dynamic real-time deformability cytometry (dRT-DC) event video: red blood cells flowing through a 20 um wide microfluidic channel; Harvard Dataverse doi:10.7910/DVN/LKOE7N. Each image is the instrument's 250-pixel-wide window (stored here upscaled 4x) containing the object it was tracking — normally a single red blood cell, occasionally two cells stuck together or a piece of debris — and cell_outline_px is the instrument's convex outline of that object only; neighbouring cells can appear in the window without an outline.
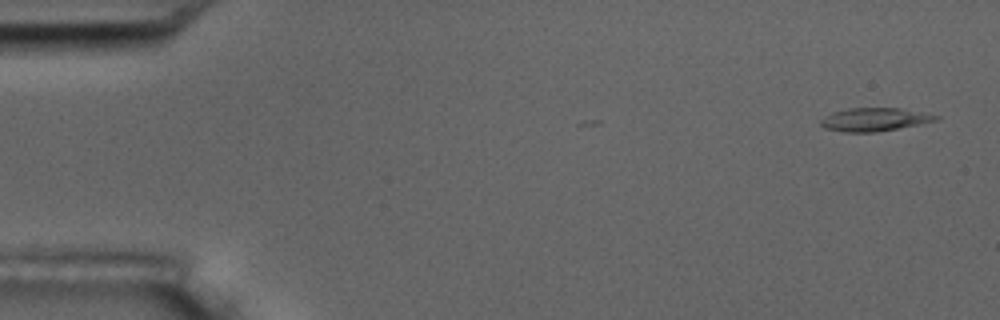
{"species": "common noctule bat (a hibernating species)", "species_latin": "Nyctalus noctula", "temperature_condition": "room temperature", "stored_images_in_passage": 5, "camera_frame_rate_fps": 3000, "um_per_image_px": 0.085, "animal": {"sex": "male", "body_mass_g": 17.5, "forearm_length_mm": 52.3}, "frame": {"image": 1, "passage_image": 1, "time_ms": 0.0, "image_size_px": [1000, 320], "cell_outline_px": [[940, 116], [936, 120], [920, 124], [876, 132], [844, 132], [824, 128], [820, 124], [820, 120], [832, 112], [848, 108], [900, 108]], "centroid_in_image_um": [74.29, 10.16], "position_along_channel_um": 10.7, "area_um2": 15.43}}
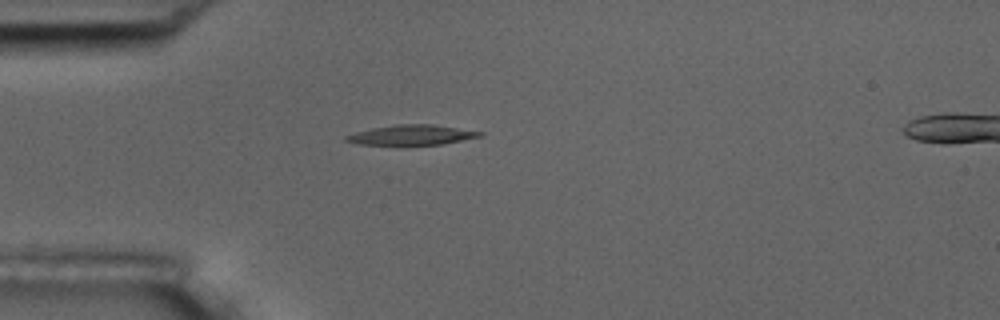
{"frame": {"image": 2, "passage_image": 4, "time_ms": 1.0, "image_size_px": [1000, 320], "cell_outline_px": [[484, 136], [440, 144], [404, 148], [400, 148], [360, 144], [344, 140], [344, 136], [356, 132], [372, 128], [396, 124], [432, 124], [484, 132]], "centroid_in_image_um": [34.94, 11.52], "position_along_channel_um": 50.1, "area_um2": 16.53}}